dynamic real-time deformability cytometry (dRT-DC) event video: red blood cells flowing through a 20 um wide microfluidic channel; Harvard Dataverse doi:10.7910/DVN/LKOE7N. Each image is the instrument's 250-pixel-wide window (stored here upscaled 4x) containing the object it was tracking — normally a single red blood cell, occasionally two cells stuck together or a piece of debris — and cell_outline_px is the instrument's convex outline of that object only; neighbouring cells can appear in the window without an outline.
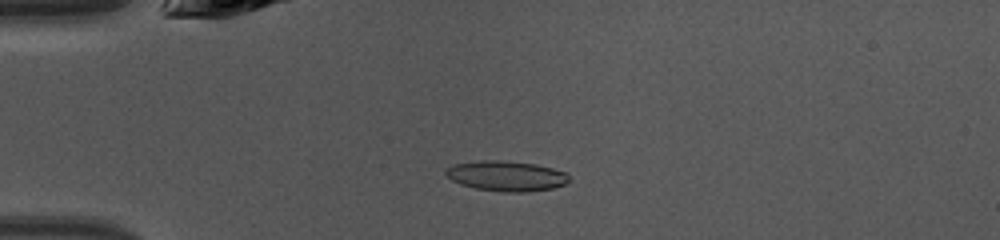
{"species": "common noctule bat (a hibernating species)", "species_latin": "Nyctalus noctula", "temperature_condition": "warm", "stored_images_in_passage": 46, "camera_frame_rate_fps": 3000, "um_per_image_px": 0.085, "animal": {"sex": "female", "body_mass_g": 10.0, "forearm_length_mm": 53.1}, "frame": {"image": 1, "passage_image": 11, "time_ms": 3.333, "image_size_px": [1000, 240], "cell_outline_px": [[568, 180], [564, 184], [552, 188], [528, 192], [504, 192], [476, 188], [460, 184], [452, 180], [444, 172], [444, 168], [452, 164], [480, 160], [500, 160], [536, 164], [568, 172]], "centroid_in_image_um": [43.01, 14.95], "position_along_channel_um": 42.0, "area_um2": 21.79}}
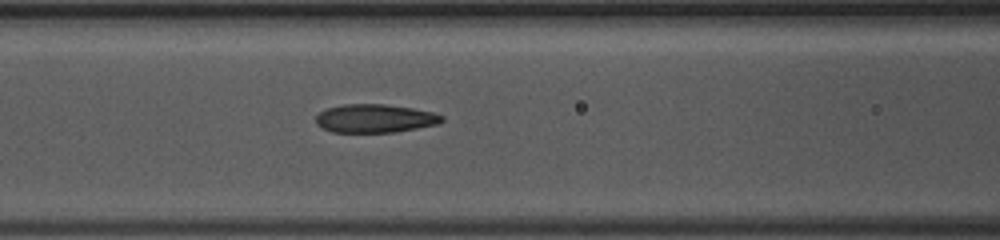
{"frame": {"image": 2, "passage_image": 19, "time_ms": 6.0, "image_size_px": [1000, 240], "cell_outline_px": [[444, 120], [440, 124], [396, 132], [332, 132], [316, 124], [316, 116], [320, 112], [328, 108], [344, 104], [384, 104], [412, 108], [432, 112], [444, 116]], "centroid_in_image_um": [31.9, 10.07], "position_along_channel_um": 134.7, "area_um2": 20.87}}
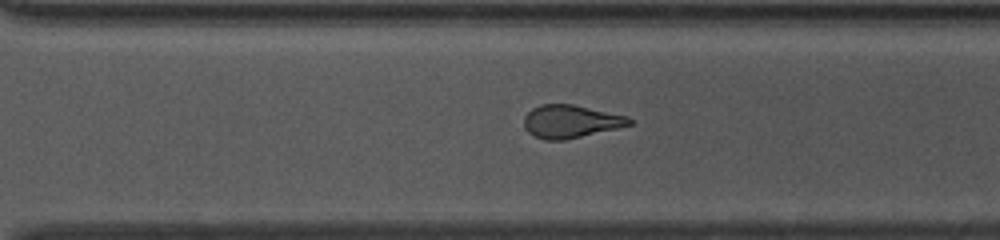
{"frame": {"image": 3, "passage_image": 32, "time_ms": 10.333, "image_size_px": [1000, 240], "cell_outline_px": [[632, 124], [616, 128], [564, 140], [544, 140], [528, 132], [524, 128], [524, 116], [532, 108], [540, 104], [572, 104], [628, 116], [632, 120]], "centroid_in_image_um": [48.47, 10.31], "position_along_channel_um": 322.1, "area_um2": 20.06}, "authors_computed_cell_mechanics": {"area_um2": 21.0103, "velocity_mm_per_s": 4.3226, "shape_relaxation_time_tau1_ms": 8.682, "shape_relaxation_time_tau2_ms": 1.852, "deformation_change_tau1": 0.2384, "deformation_change_tau2": 0.0926}}